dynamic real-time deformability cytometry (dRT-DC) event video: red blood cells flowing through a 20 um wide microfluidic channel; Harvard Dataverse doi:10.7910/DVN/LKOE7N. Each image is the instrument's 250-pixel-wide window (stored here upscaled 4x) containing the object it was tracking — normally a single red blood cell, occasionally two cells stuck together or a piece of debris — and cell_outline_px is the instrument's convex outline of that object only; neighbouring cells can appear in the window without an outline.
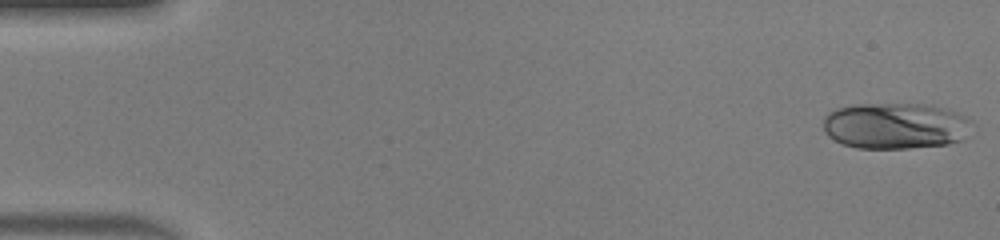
{"species": "human", "species_latin": "Homo sapiens", "temperature_condition": "warm", "stored_images_in_passage": 49, "camera_frame_rate_fps": 3000, "um_per_image_px": 0.085, "donor": {"sex": "male"}, "frame": {"image": 1, "passage_image": 1, "time_ms": 0.0, "image_size_px": [1000, 240], "cell_outline_px": [[976, 124], [960, 140], [948, 144], [908, 148], [856, 148], [844, 144], [828, 136], [824, 132], [824, 116], [828, 112], [836, 108], [860, 104], [932, 104], [956, 112], [972, 120]], "centroid_in_image_um": [76.13, 10.69], "position_along_channel_um": 8.9, "area_um2": 40.29}}
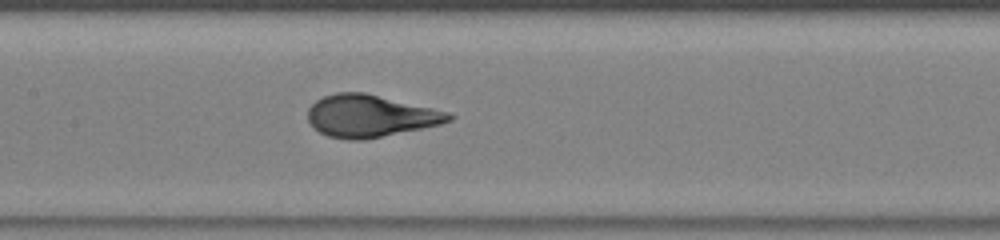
{"frame": {"image": 2, "passage_image": 24, "time_ms": 7.667, "image_size_px": [1000, 240], "cell_outline_px": [[456, 116], [452, 120], [440, 124], [364, 140], [348, 140], [328, 136], [320, 132], [308, 120], [308, 108], [316, 100], [324, 96], [336, 92], [364, 92], [432, 108], [448, 112]], "centroid_in_image_um": [31.46, 9.85], "position_along_channel_um": 175.9, "area_um2": 34.39}}
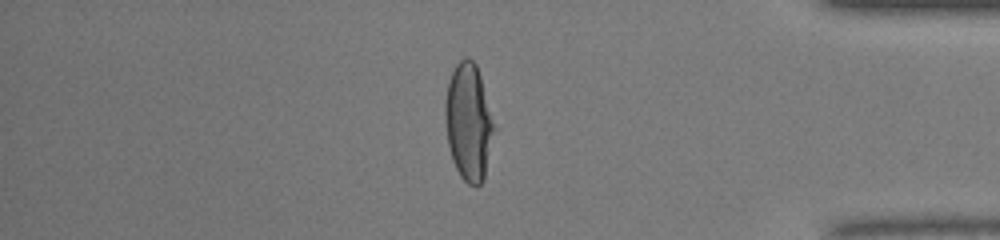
{"frame": {"image": 3, "passage_image": 42, "time_ms": 13.667, "image_size_px": [1000, 240], "cell_outline_px": [[496, 128], [484, 180], [476, 188], [468, 184], [460, 176], [452, 160], [448, 144], [444, 116], [444, 104], [448, 80], [456, 64], [464, 56], [468, 56], [476, 64], [480, 76]], "centroid_in_image_um": [39.83, 10.4], "position_along_channel_um": 395.4, "area_um2": 33.81}}